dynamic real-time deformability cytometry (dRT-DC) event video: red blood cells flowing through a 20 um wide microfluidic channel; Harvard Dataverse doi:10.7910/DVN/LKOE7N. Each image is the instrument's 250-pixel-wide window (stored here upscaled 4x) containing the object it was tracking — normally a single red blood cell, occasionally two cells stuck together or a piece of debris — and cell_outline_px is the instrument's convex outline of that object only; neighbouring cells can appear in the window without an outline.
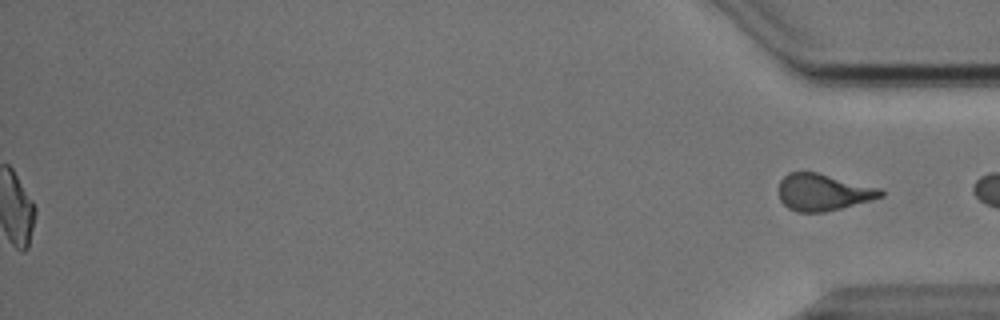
{"species": "Egyptian fruit bat (a non-hibernating species)", "species_latin": "Rousettus aegyptiacus", "temperature_condition": "cold", "stored_images_in_passage": 55, "segment_of_instrument_passage": [2, 2], "camera_frame_rate_fps": 3000, "um_per_image_px": 0.085, "animal": {"sex": "male"}, "frame": {"image": 1, "passage_image": 55, "time_ms": 18.0, "image_size_px": [1000, 320], "cell_outline_px": [[884, 196], [872, 200], [824, 212], [796, 212], [788, 208], [780, 200], [780, 180], [788, 172], [816, 172], [880, 188], [884, 192]], "centroid_in_image_um": [69.97, 16.34], "position_along_channel_um": 365.2, "area_um2": 21.73}}